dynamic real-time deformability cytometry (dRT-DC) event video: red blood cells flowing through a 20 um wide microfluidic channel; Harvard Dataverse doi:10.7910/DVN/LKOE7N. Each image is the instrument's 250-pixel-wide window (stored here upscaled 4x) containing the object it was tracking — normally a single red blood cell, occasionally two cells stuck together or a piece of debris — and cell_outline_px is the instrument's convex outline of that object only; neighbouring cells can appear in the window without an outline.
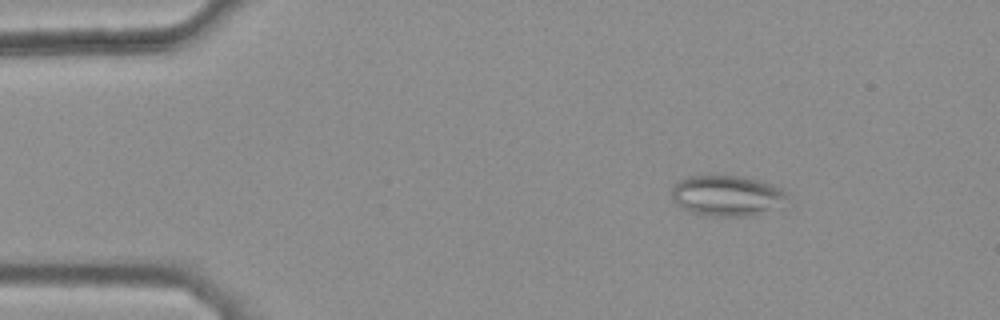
{"species": "common noctule bat (a hibernating species)", "species_latin": "Nyctalus noctula", "temperature_condition": "warm", "stored_images_in_passage": 41, "camera_frame_rate_fps": 3000, "um_per_image_px": 0.085, "animal": {"sex": "female", "body_mass_g": 25.1}, "frame": {"image": 1, "passage_image": 3, "time_ms": 0.667, "image_size_px": [1000, 320], "cell_outline_px": [[784, 196], [756, 216], [704, 216], [688, 212], [680, 208], [672, 200], [672, 188], [680, 180], [688, 176], [744, 176], [772, 184], [780, 188], [784, 192]], "centroid_in_image_um": [61.62, 16.63], "position_along_channel_um": 23.4, "area_um2": 26.7}}
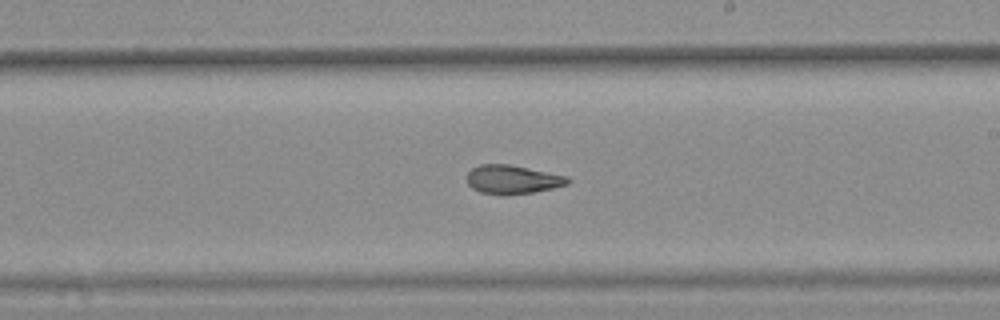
{"frame": {"image": 2, "passage_image": 26, "time_ms": 8.333, "image_size_px": [1000, 320], "cell_outline_px": [[572, 180], [568, 184], [552, 188], [532, 192], [504, 196], [480, 192], [472, 188], [468, 184], [468, 172], [472, 168], [480, 164], [508, 164], [568, 176]], "centroid_in_image_um": [43.57, 15.26], "position_along_channel_um": 245.4, "area_um2": 16.94}}
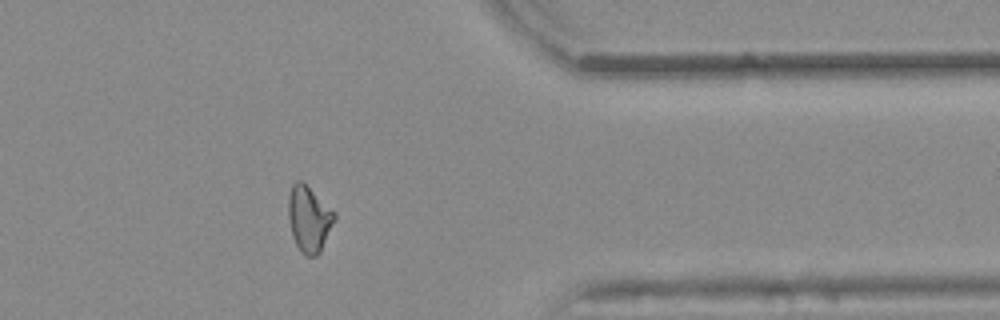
{"frame": {"image": 3, "passage_image": 38, "time_ms": 12.333, "image_size_px": [1000, 320], "cell_outline_px": [[336, 220], [320, 252], [316, 256], [308, 256], [296, 244], [292, 236], [288, 220], [288, 196], [292, 184], [296, 180], [300, 180], [336, 212]], "centroid_in_image_um": [26.27, 18.59], "position_along_channel_um": 385.1, "area_um2": 17.69}, "authors_computed_cell_mechanics": {"area_um2": 17.4556, "velocity_mm_per_s": 3.8654, "shape_relaxation_time_tau1_ms": null, "shape_relaxation_time_tau2_ms": 2.6226, "deformation_change_tau1": null, "deformation_change_tau2": 0.1045}}